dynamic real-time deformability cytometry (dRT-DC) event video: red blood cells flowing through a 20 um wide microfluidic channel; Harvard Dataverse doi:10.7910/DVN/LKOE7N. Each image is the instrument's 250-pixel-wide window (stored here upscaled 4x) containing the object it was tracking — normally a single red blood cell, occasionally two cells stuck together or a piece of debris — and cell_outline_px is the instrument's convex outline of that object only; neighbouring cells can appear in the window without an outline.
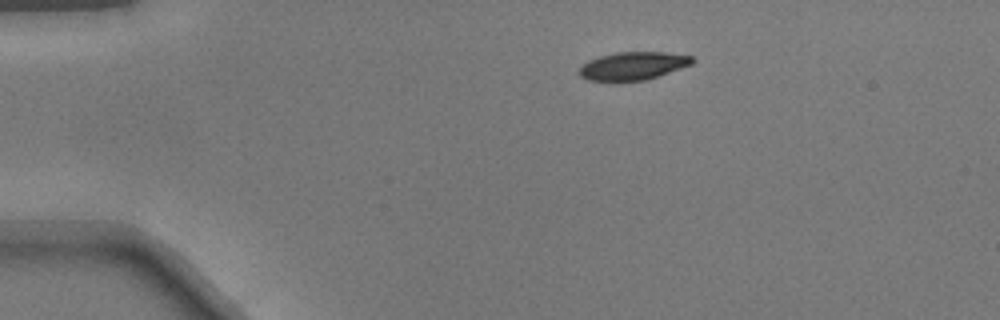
{"species": "common noctule bat (a hibernating species)", "species_latin": "Nyctalus noctula", "temperature_condition": "warm", "stored_images_in_passage": 42, "camera_frame_rate_fps": 3000, "um_per_image_px": 0.085, "animal": {"sex": "male", "body_mass_g": 17.9}, "frame": {"image": 1, "passage_image": 1, "time_ms": 0.0, "image_size_px": [1000, 320], "cell_outline_px": [[696, 60], [692, 64], [644, 80], [616, 84], [588, 80], [580, 76], [580, 68], [588, 60], [600, 56], [616, 52], [664, 52], [692, 56]], "centroid_in_image_um": [53.76, 5.63], "position_along_channel_um": 31.2, "area_um2": 18.84}}
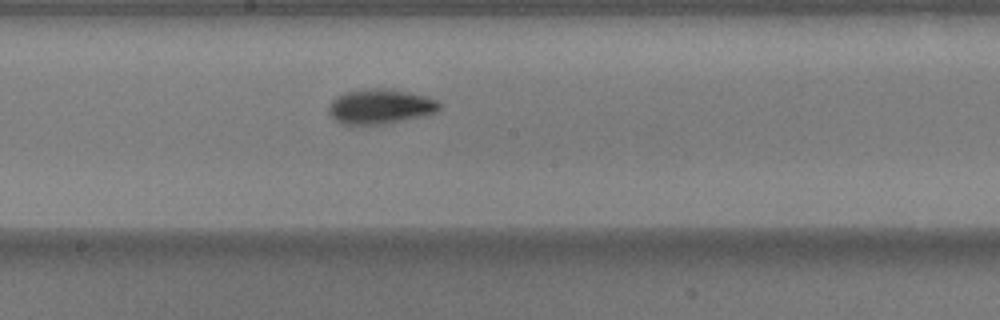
{"frame": {"image": 2, "passage_image": 19, "time_ms": 6.0, "image_size_px": [1000, 320], "cell_outline_px": [[444, 104], [436, 112], [428, 116], [380, 124], [340, 124], [328, 112], [328, 104], [336, 96], [344, 92], [364, 88], [376, 88], [404, 92], [428, 96]], "centroid_in_image_um": [32.33, 9.05], "position_along_channel_um": 215.9, "area_um2": 22.6}}
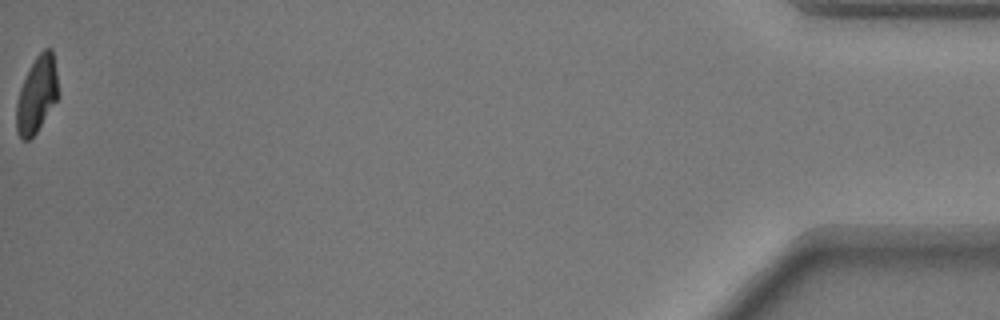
{"frame": {"image": 3, "passage_image": 42, "time_ms": 13.667, "image_size_px": [1000, 320], "cell_outline_px": [[60, 96], [36, 132], [28, 140], [20, 140], [16, 132], [16, 104], [20, 88], [36, 56], [44, 48], [52, 48], [60, 92]], "centroid_in_image_um": [3.15, 8.06], "position_along_channel_um": 432.1, "area_um2": 18.73}}